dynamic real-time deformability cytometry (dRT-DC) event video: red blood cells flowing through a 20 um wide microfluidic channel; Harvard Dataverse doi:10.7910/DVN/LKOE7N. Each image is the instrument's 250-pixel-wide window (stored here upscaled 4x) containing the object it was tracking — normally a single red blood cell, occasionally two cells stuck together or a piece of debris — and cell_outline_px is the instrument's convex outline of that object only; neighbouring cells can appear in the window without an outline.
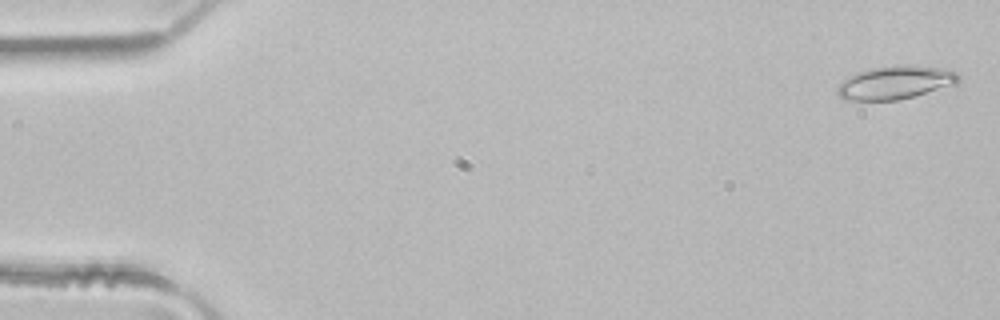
{"species": "common noctule bat (a hibernating species)", "species_latin": "Nyctalus noctula", "temperature_condition": "room temperature", "stored_images_in_passage": 50, "camera_frame_rate_fps": 3000, "um_per_image_px": 0.085, "animal": {"sex": "male", "body_mass_g": 21.5, "forearm_length_mm": 52.0}, "frame": {"image": 1, "passage_image": 2, "time_ms": 0.333, "image_size_px": [1000, 320], "cell_outline_px": [[960, 80], [956, 84], [900, 100], [844, 100], [836, 92], [836, 88], [848, 76], [872, 68], [896, 64], [908, 64], [940, 68], [956, 72], [960, 76]], "centroid_in_image_um": [76.11, 7.01], "position_along_channel_um": 8.9, "area_um2": 23.52}}
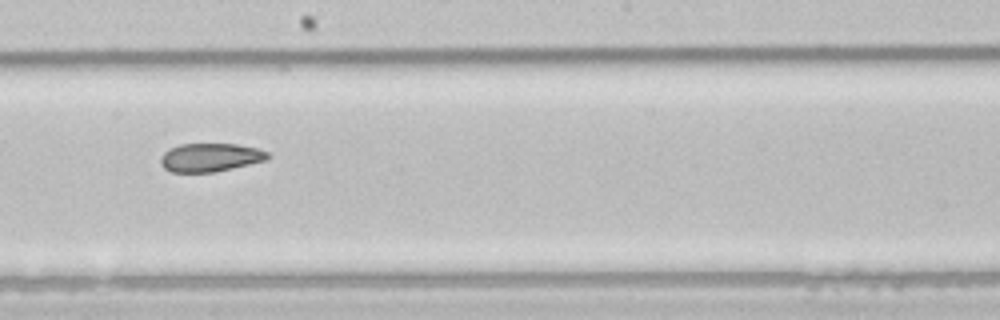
{"frame": {"image": 2, "passage_image": 28, "time_ms": 9.0, "image_size_px": [1000, 320], "cell_outline_px": [[272, 156], [268, 160], [216, 172], [172, 172], [164, 168], [160, 164], [160, 156], [164, 152], [180, 144], [236, 144], [256, 148], [268, 152]], "centroid_in_image_um": [17.9, 13.39], "position_along_channel_um": 230.3, "area_um2": 17.86}}
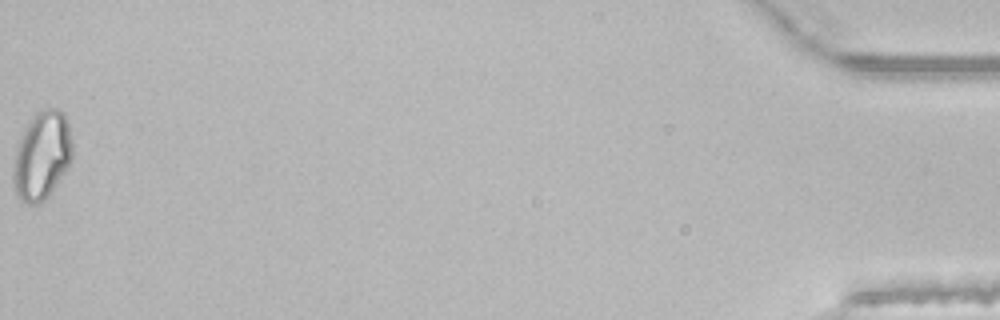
{"frame": {"image": 3, "passage_image": 50, "time_ms": 16.333, "image_size_px": [1000, 320], "cell_outline_px": [[72, 160], [48, 196], [40, 204], [28, 204], [20, 200], [12, 184], [12, 172], [16, 148], [28, 120], [36, 112], [44, 108], [56, 108], [64, 112], [68, 120], [72, 140]], "centroid_in_image_um": [3.56, 13.2], "position_along_channel_um": 431.6, "area_um2": 30.75}, "authors_computed_cell_mechanics": {"area_um2": 21.6172, "velocity_mm_per_s": 4.1451, "shape_relaxation_time_tau1_ms": null, "shape_relaxation_time_tau2_ms": 3.4377, "deformation_change_tau1": null, "deformation_change_tau2": 0.0902}}